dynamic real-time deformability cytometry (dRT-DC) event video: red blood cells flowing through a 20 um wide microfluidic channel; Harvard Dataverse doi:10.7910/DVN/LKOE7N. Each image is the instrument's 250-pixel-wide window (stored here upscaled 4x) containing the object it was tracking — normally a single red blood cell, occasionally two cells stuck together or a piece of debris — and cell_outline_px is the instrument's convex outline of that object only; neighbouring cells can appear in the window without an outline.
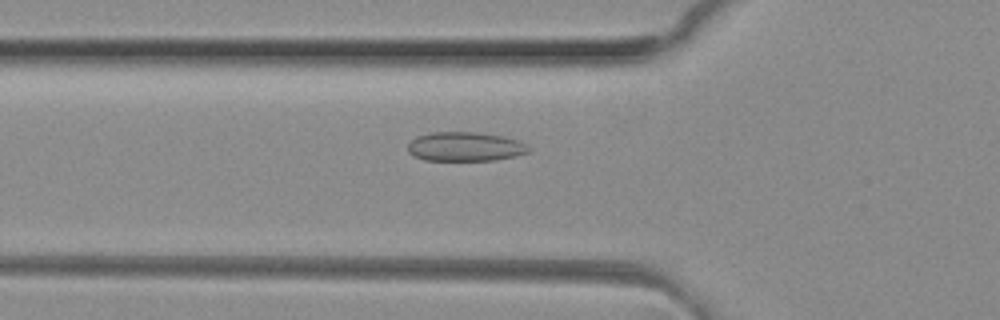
{"species": "common noctule bat (a hibernating species)", "species_latin": "Nyctalus noctula", "temperature_condition": "room temperature", "stored_images_in_passage": 47, "camera_frame_rate_fps": 3000, "um_per_image_px": 0.085, "animal": {"sex": "female", "body_mass_g": 29.2, "forearm_length_mm": 56.3}, "frame": {"image": 1, "passage_image": 15, "time_ms": 4.667, "image_size_px": [1000, 320], "cell_outline_px": [[532, 152], [516, 156], [496, 160], [424, 160], [412, 156], [408, 152], [408, 144], [416, 136], [432, 132], [476, 132], [504, 136], [520, 140], [528, 144], [532, 148]], "centroid_in_image_um": [39.6, 12.46], "position_along_channel_um": 86.2, "area_um2": 20.98}}
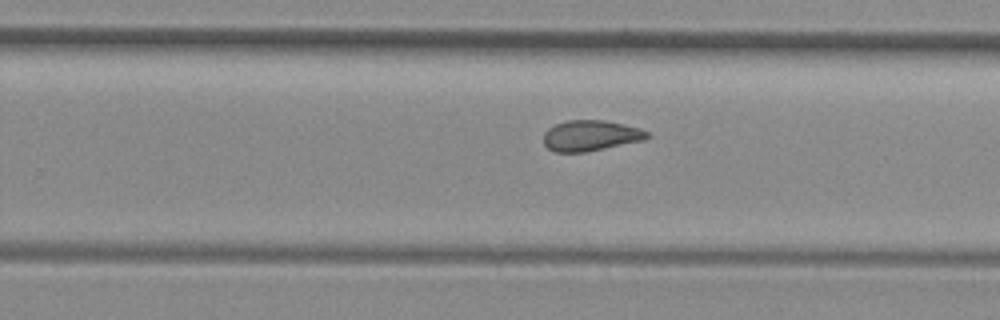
{"frame": {"image": 2, "passage_image": 29, "time_ms": 9.333, "image_size_px": [1000, 320], "cell_outline_px": [[652, 136], [644, 140], [584, 152], [556, 152], [548, 148], [544, 144], [544, 132], [548, 128], [556, 124], [568, 120], [604, 120], [640, 128], [648, 132]], "centroid_in_image_um": [50.21, 11.52], "position_along_channel_um": 279.6, "area_um2": 18.44}}
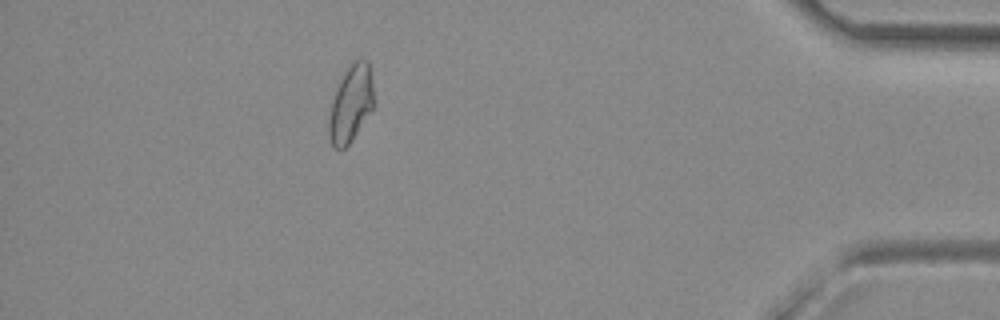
{"frame": {"image": 3, "passage_image": 42, "time_ms": 13.667, "image_size_px": [1000, 320], "cell_outline_px": [[376, 104], [348, 144], [340, 152], [332, 148], [328, 136], [328, 120], [332, 100], [336, 88], [344, 72], [360, 56], [368, 60], [372, 80]], "centroid_in_image_um": [29.82, 8.83], "position_along_channel_um": 405.4, "area_um2": 20.46}, "authors_computed_cell_mechanics": {"area_um2": 19.8832, "velocity_mm_per_s": 4.1328, "shape_relaxation_time_tau1_ms": null, "shape_relaxation_time_tau2_ms": 1.8183, "deformation_change_tau1": null, "deformation_change_tau2": 0.079}}